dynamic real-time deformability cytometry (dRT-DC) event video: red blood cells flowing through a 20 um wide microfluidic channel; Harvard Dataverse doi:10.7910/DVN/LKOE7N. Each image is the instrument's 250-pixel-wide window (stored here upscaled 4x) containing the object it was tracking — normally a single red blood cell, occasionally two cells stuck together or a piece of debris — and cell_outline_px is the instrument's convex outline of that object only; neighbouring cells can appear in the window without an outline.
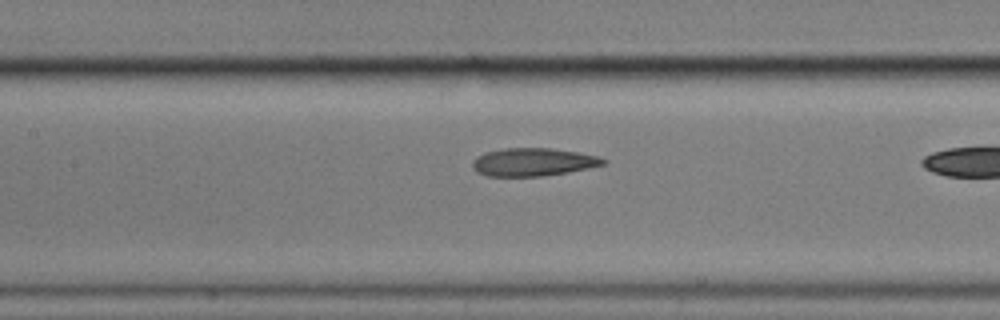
{"species": "common noctule bat (a hibernating species)", "species_latin": "Nyctalus noctula", "temperature_condition": "cold", "stored_images_in_passage": 6, "segment_of_instrument_passage": [2, 2], "camera_frame_rate_fps": 3000, "um_per_image_px": 0.085, "animal": {"sex": "male", "body_mass_g": 17.9}, "frame": {"image": 1, "passage_image": 6, "time_ms": 6.667, "image_size_px": [1000, 320], "cell_outline_px": [[608, 164], [568, 172], [540, 176], [488, 176], [476, 172], [472, 168], [472, 160], [476, 156], [484, 152], [504, 148], [552, 148], [576, 152], [596, 156], [608, 160]], "centroid_in_image_um": [45.29, 13.77], "position_along_channel_um": 162.1, "area_um2": 21.44}}